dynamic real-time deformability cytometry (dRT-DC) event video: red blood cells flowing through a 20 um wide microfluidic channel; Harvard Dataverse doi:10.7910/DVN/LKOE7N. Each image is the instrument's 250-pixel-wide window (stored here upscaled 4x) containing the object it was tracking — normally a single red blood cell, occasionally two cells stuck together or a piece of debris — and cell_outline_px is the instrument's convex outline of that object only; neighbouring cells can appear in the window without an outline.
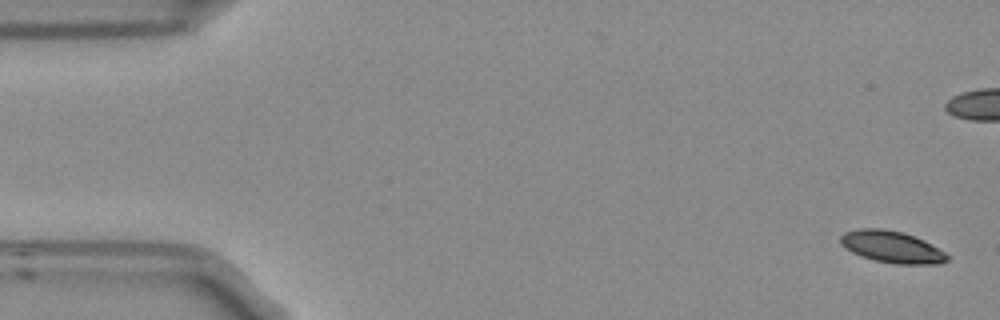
{"species": "Egyptian fruit bat (a non-hibernating species)", "species_latin": "Rousettus aegyptiacus", "temperature_condition": "room temperature", "stored_images_in_passage": 5, "segment_of_instrument_passage": [2, 2], "camera_frame_rate_fps": 3000, "um_per_image_px": 0.085, "frame": {"image": 1, "passage_image": 5, "time_ms": 1.333, "image_size_px": [1000, 320], "cell_outline_px": [[948, 260], [940, 264], [896, 264], [876, 260], [860, 256], [844, 248], [840, 244], [840, 236], [844, 232], [860, 228], [880, 228], [904, 232], [924, 240], [944, 252], [948, 256]], "centroid_in_image_um": [75.78, 20.98], "position_along_channel_um": 9.2, "area_um2": 19.83}}